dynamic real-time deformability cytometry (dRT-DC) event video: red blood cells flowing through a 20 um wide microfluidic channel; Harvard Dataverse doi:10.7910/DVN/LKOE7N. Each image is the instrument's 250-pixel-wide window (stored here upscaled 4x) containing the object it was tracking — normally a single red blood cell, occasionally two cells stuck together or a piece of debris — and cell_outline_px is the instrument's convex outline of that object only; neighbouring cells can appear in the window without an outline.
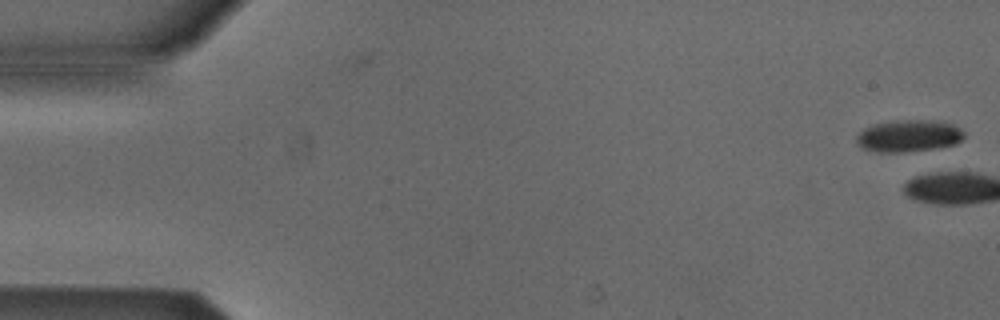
{"species": "Egyptian fruit bat (a non-hibernating species)", "species_latin": "Rousettus aegyptiacus", "temperature_condition": "cold", "stored_images_in_passage": 3, "camera_frame_rate_fps": 3000, "um_per_image_px": 0.085, "animal": {"sex": "male"}, "frame": {"image": 1, "passage_image": 3, "time_ms": 0.667, "image_size_px": [1000, 320], "cell_outline_px": [[964, 136], [956, 144], [940, 148], [904, 152], [880, 152], [860, 148], [856, 144], [856, 136], [864, 128], [876, 124], [904, 120], [932, 120], [952, 124], [960, 128], [964, 132]], "centroid_in_image_um": [77.24, 11.57], "position_along_channel_um": 7.8, "area_um2": 20.06}}